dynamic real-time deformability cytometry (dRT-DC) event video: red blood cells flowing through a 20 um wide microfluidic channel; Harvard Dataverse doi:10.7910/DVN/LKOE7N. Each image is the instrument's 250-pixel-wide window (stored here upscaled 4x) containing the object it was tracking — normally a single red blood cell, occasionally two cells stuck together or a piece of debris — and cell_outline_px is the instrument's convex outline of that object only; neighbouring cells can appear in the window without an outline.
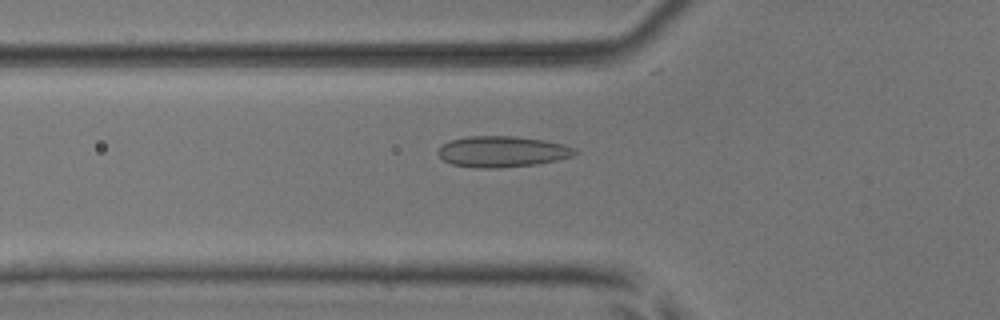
{"species": "common noctule bat (a hibernating species)", "species_latin": "Nyctalus noctula", "temperature_condition": "room temperature", "stored_images_in_passage": 51, "camera_frame_rate_fps": 3000, "um_per_image_px": 0.085, "animal": {"sex": "male", "body_mass_g": 17.9, "forearm_length_mm": 54.2}, "frame": {"image": 1, "passage_image": 18, "time_ms": 5.667, "image_size_px": [1000, 320], "cell_outline_px": [[580, 152], [572, 156], [556, 160], [536, 164], [500, 168], [472, 168], [452, 164], [444, 160], [436, 152], [444, 144], [452, 140], [468, 136], [516, 136], [544, 140], [564, 144], [576, 148]], "centroid_in_image_um": [42.72, 12.89], "position_along_channel_um": 83.1, "area_um2": 24.8}}
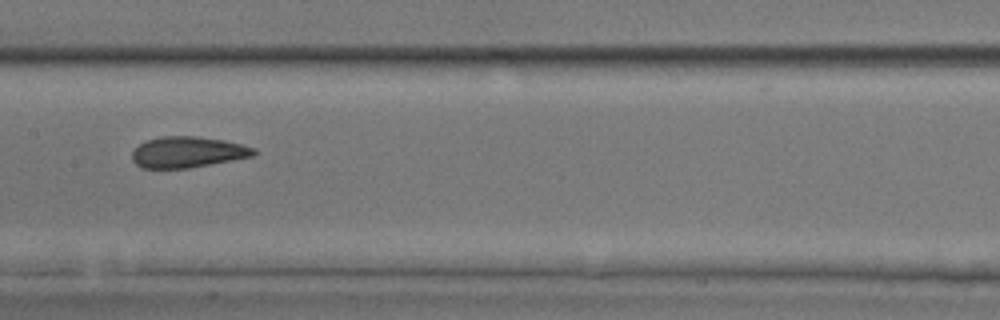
{"frame": {"image": 2, "passage_image": 26, "time_ms": 8.333, "image_size_px": [1000, 320], "cell_outline_px": [[260, 152], [252, 156], [232, 160], [188, 168], [140, 168], [132, 160], [132, 152], [140, 144], [148, 140], [160, 136], [196, 136], [224, 140], [256, 148]], "centroid_in_image_um": [15.96, 12.93], "position_along_channel_um": 191.4, "area_um2": 21.96}}
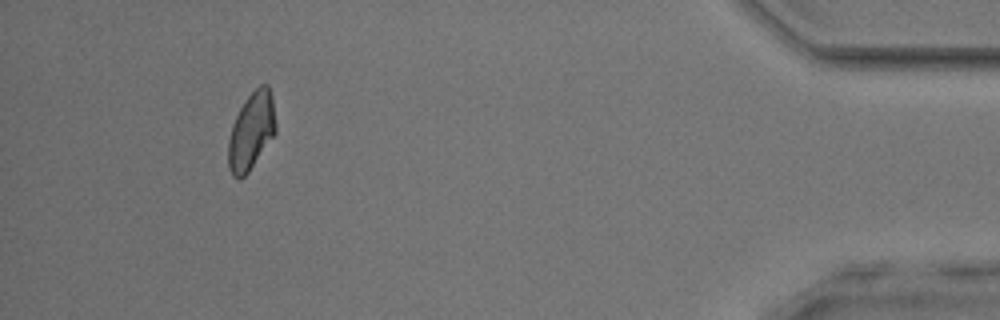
{"frame": {"image": 3, "passage_image": 47, "time_ms": 15.333, "image_size_px": [1000, 320], "cell_outline_px": [[276, 132], [248, 172], [240, 180], [232, 176], [228, 168], [228, 140], [232, 124], [244, 100], [260, 84], [268, 84], [272, 96], [276, 124]], "centroid_in_image_um": [21.35, 11.14], "position_along_channel_um": 413.9, "area_um2": 21.39}, "authors_computed_cell_mechanics": {"area_um2": 22.7154, "velocity_mm_per_s": 4.0601, "shape_relaxation_time_tau1_ms": 9.4744, "shape_relaxation_time_tau2_ms": 1.7804, "deformation_change_tau1": 0.1515, "deformation_change_tau2": 0.0581}}